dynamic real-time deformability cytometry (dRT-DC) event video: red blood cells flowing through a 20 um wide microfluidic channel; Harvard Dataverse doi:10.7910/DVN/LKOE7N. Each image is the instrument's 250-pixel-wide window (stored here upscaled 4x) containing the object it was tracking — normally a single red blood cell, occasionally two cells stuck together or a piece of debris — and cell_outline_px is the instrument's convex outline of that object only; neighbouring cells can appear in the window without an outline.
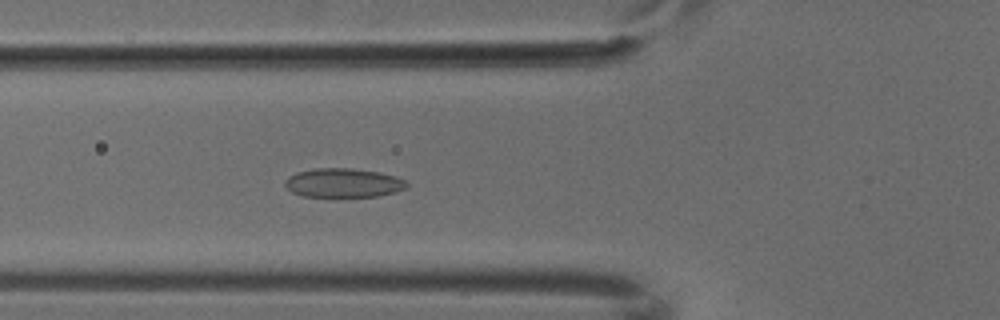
{"species": "common noctule bat (a hibernating species)", "species_latin": "Nyctalus noctula", "temperature_condition": "cold", "stored_images_in_passage": 6, "camera_frame_rate_fps": 3000, "um_per_image_px": 0.085, "animal": {"sex": "male", "body_mass_g": 18.8}, "frame": {"image": 1, "passage_image": 6, "time_ms": 1.667, "image_size_px": [1000, 320], "cell_outline_px": [[408, 184], [404, 188], [396, 192], [376, 196], [304, 196], [292, 192], [284, 184], [284, 180], [288, 176], [296, 172], [312, 168], [352, 168], [380, 172], [396, 176], [404, 180]], "centroid_in_image_um": [29.15, 15.52], "position_along_channel_um": 96.6, "area_um2": 20.58}}